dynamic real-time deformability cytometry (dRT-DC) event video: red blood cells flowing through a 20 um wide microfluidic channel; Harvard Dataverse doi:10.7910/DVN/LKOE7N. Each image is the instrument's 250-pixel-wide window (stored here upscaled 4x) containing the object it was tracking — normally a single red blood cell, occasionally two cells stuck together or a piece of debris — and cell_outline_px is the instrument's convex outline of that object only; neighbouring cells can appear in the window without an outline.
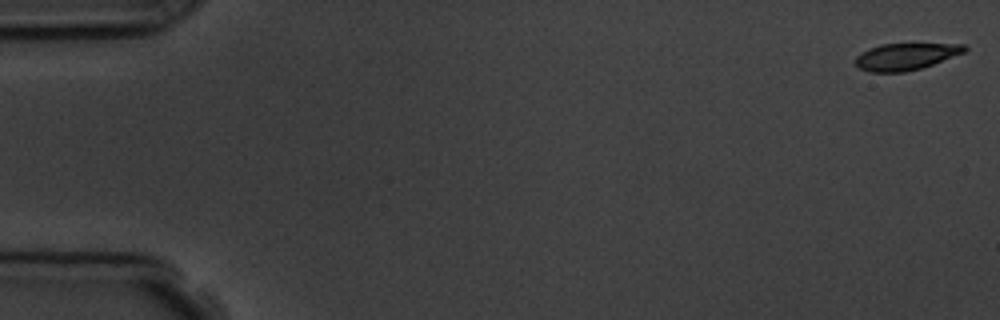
{"species": "common noctule bat (a hibernating species)", "species_latin": "Nyctalus noctula", "temperature_condition": "room temperature", "stored_images_in_passage": 5, "camera_frame_rate_fps": 3000, "um_per_image_px": 0.085, "animal": {"sex": "male", "body_mass_g": 19.5, "forearm_length_mm": 54.6}, "frame": {"image": 1, "passage_image": 1, "time_ms": 0.0, "image_size_px": [1000, 320], "cell_outline_px": [[968, 48], [964, 52], [932, 64], [920, 68], [904, 72], [872, 72], [860, 68], [856, 64], [856, 56], [868, 48], [880, 44], [964, 44]], "centroid_in_image_um": [76.96, 4.8], "position_along_channel_um": 8.0, "area_um2": 16.76}}
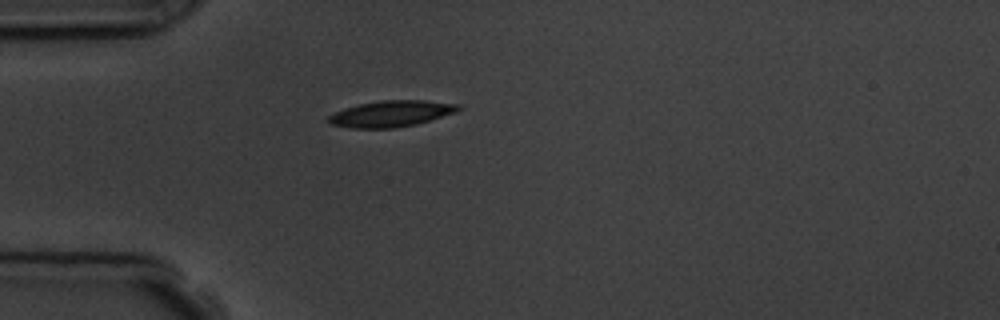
{"frame": {"image": 2, "passage_image": 5, "time_ms": 4.667, "image_size_px": [1000, 320], "cell_outline_px": [[464, 108], [456, 112], [416, 124], [392, 128], [352, 128], [332, 124], [328, 120], [328, 116], [344, 108], [360, 104], [380, 100], [424, 100], [460, 104]], "centroid_in_image_um": [33.3, 9.65], "position_along_channel_um": 51.7, "area_um2": 19.71}}